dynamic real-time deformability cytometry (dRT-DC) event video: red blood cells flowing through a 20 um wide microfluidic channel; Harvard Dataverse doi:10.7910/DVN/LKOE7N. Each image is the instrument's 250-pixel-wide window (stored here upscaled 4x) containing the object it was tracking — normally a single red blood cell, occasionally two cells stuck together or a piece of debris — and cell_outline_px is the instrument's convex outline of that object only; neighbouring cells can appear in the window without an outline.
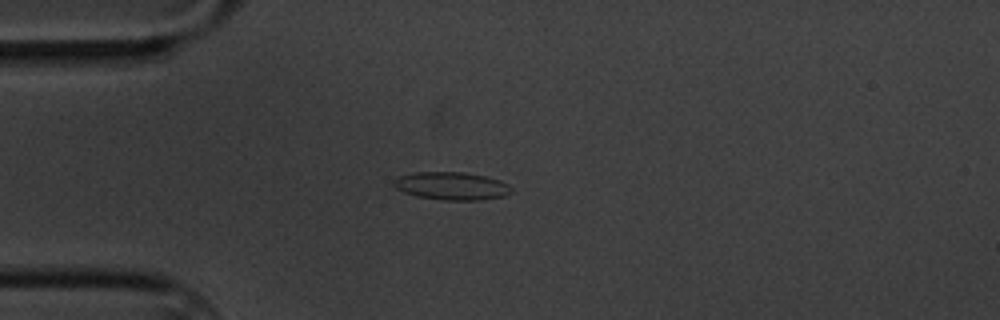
{"species": "common noctule bat (a hibernating species)", "species_latin": "Nyctalus noctula", "temperature_condition": "cold", "stored_images_in_passage": 8, "camera_frame_rate_fps": 3000, "um_per_image_px": 0.085, "animal": {"sex": "male", "body_mass_g": 20.1, "forearm_length_mm": 53.5}, "frame": {"image": 1, "passage_image": 5, "time_ms": 4.667, "image_size_px": [1000, 320], "cell_outline_px": [[512, 192], [504, 196], [480, 200], [444, 200], [416, 196], [404, 192], [396, 188], [392, 184], [392, 180], [400, 176], [416, 172], [464, 172], [484, 176], [500, 180], [508, 184], [512, 188]], "centroid_in_image_um": [38.39, 15.81], "position_along_channel_um": 46.6, "area_um2": 19.13}}
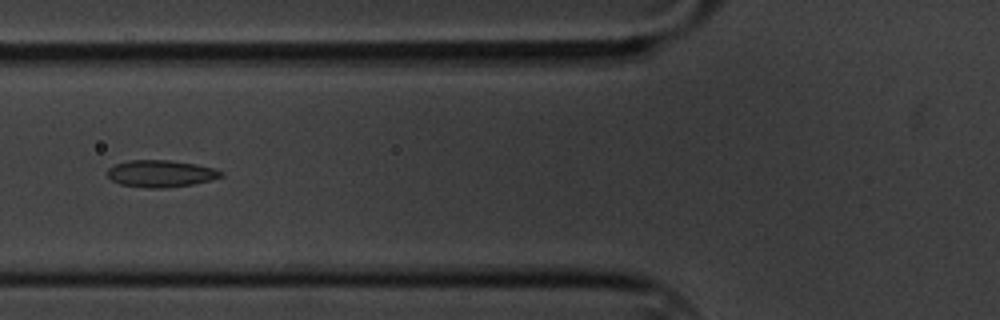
{"frame": {"image": 2, "passage_image": 7, "time_ms": 7.0, "image_size_px": [1000, 320], "cell_outline_px": [[224, 176], [192, 184], [164, 188], [148, 188], [120, 184], [112, 180], [108, 176], [108, 168], [116, 164], [128, 160], [168, 160], [196, 164], [216, 168], [224, 172]], "centroid_in_image_um": [13.68, 14.75], "position_along_channel_um": 112.1, "area_um2": 17.8}}
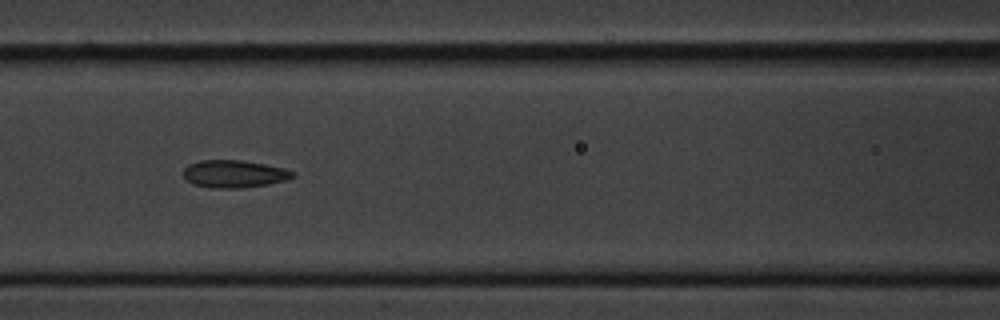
{"frame": {"image": 3, "passage_image": 8, "time_ms": 8.0, "image_size_px": [1000, 320], "cell_outline_px": [[296, 176], [284, 180], [268, 184], [244, 188], [208, 188], [196, 184], [188, 180], [184, 176], [184, 168], [188, 164], [200, 160], [244, 160], [284, 168], [296, 172]], "centroid_in_image_um": [19.92, 14.77], "position_along_channel_um": 146.7, "area_um2": 17.57}}